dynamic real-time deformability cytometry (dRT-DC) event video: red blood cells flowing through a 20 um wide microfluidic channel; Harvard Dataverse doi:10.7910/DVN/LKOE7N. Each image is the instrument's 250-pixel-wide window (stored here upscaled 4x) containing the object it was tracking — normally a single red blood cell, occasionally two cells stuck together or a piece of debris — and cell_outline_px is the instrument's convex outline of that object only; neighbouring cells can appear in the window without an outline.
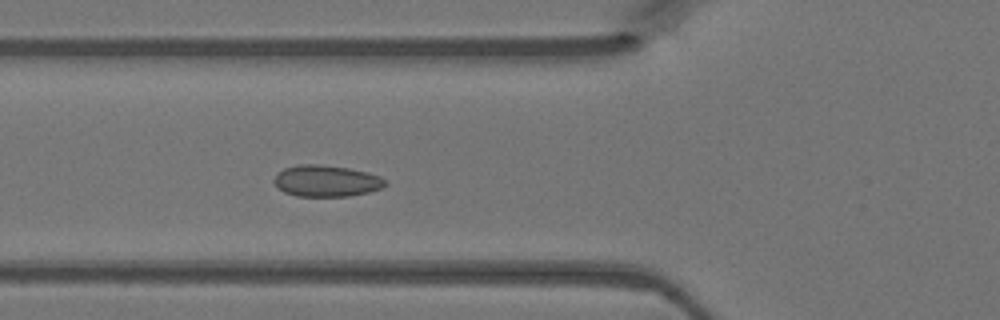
{"species": "Egyptian fruit bat (a non-hibernating species)", "species_latin": "Rousettus aegyptiacus", "temperature_condition": "warm", "stored_images_in_passage": 38, "camera_frame_rate_fps": 3000, "um_per_image_px": 0.085, "animal": {"sex": "female"}, "frame": {"image": 1, "passage_image": 14, "time_ms": 4.333, "image_size_px": [1000, 320], "cell_outline_px": [[388, 184], [380, 188], [368, 192], [348, 196], [296, 196], [284, 192], [276, 188], [272, 180], [276, 172], [284, 168], [300, 164], [320, 164], [348, 168], [368, 172], [380, 176], [388, 180]], "centroid_in_image_um": [27.7, 15.37], "position_along_channel_um": 98.1, "area_um2": 20.69}}
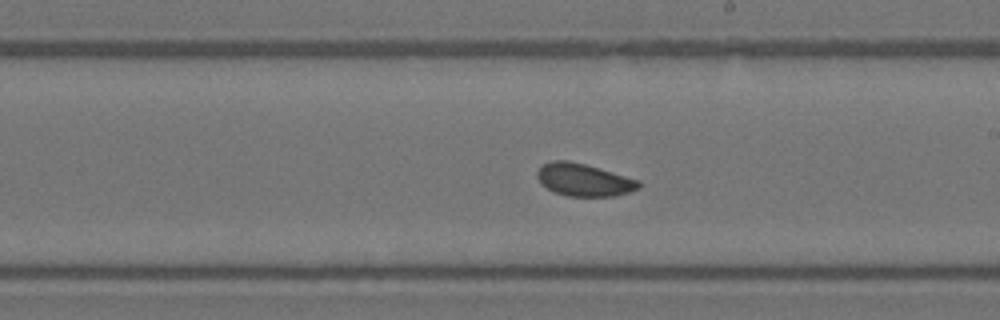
{"frame": {"image": 2, "passage_image": 24, "time_ms": 7.667, "image_size_px": [1000, 320], "cell_outline_px": [[640, 188], [616, 196], [564, 196], [552, 192], [540, 184], [536, 176], [536, 172], [540, 164], [552, 160], [568, 160], [584, 164], [640, 180]], "centroid_in_image_um": [49.56, 15.29], "position_along_channel_um": 239.4, "area_um2": 19.54}}
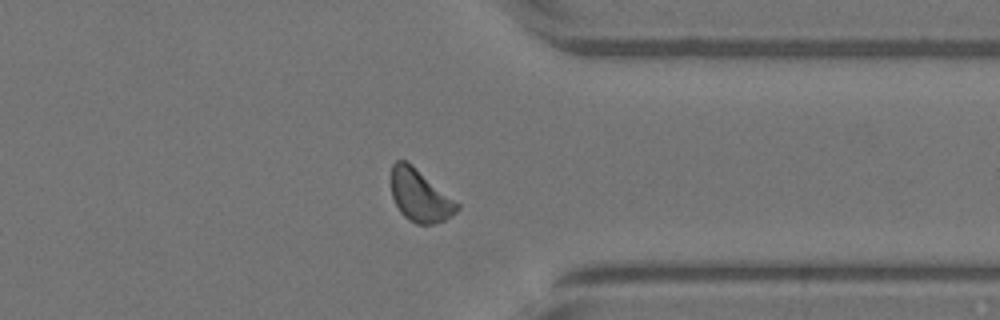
{"frame": {"image": 3, "passage_image": 34, "time_ms": 11.0, "image_size_px": [1000, 320], "cell_outline_px": [[460, 208], [456, 212], [444, 220], [432, 224], [416, 224], [408, 220], [400, 212], [392, 196], [392, 164], [396, 160], [404, 160], [412, 164], [460, 204]], "centroid_in_image_um": [35.7, 16.63], "position_along_channel_um": 375.7, "area_um2": 19.94}}